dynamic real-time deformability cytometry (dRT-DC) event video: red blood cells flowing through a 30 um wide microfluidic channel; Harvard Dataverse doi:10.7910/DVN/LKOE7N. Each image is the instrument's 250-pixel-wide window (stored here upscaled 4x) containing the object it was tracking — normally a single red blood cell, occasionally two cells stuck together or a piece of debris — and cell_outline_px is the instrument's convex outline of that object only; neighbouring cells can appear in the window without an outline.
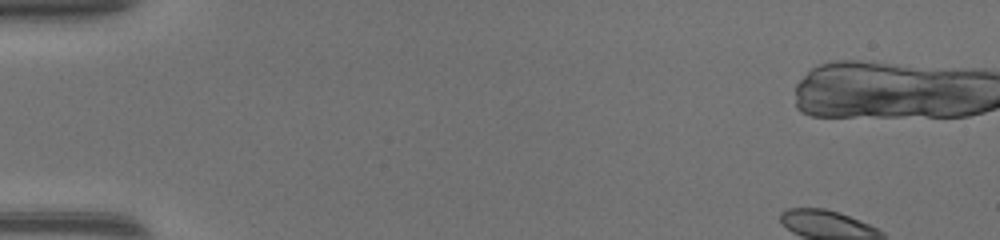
{"species": "common noctule bat (a hibernating species)", "species_latin": "Nyctalus noctula", "temperature_condition": "warm", "stored_images_in_passage": 3, "camera_frame_rate_fps": 3000, "um_per_image_px": 0.085, "animal": {"sex": "female", "body_mass_g": 17.0, "forearm_length_mm": 48.0}, "frame": {"image": 1, "passage_image": 3, "time_ms": 0.667, "image_size_px": [1000, 240], "cell_outline_px": [[932, 92], [928, 112], [840, 116], [824, 116], [844, 104], [876, 92]], "centroid_in_image_um": [75.29, 8.86], "position_along_channel_um": 9.7, "area_um2": 13.06}}